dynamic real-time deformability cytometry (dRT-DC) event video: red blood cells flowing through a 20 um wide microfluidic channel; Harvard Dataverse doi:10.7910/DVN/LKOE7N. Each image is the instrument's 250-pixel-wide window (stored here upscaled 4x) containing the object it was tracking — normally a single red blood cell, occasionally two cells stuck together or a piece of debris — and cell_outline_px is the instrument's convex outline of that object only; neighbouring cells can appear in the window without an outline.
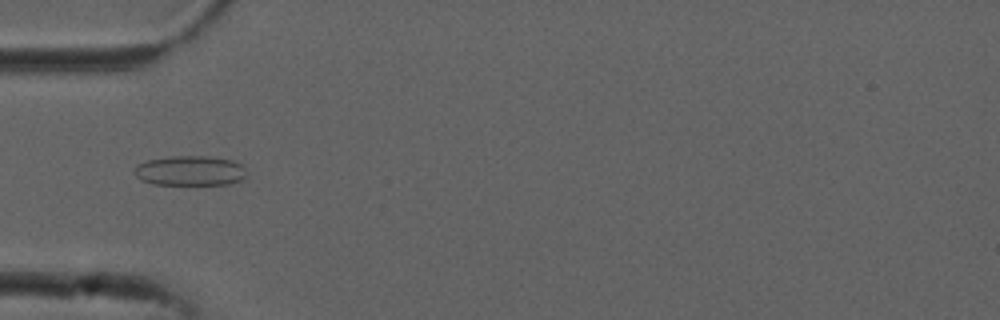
{"species": "common noctule bat (a hibernating species)", "species_latin": "Nyctalus noctula", "temperature_condition": "cold", "stored_images_in_passage": 53, "camera_frame_rate_fps": 3000, "um_per_image_px": 0.085, "animal": {"sex": "male", "forearm_length_mm": 52.5}, "frame": {"image": 1, "passage_image": 17, "time_ms": 5.333, "image_size_px": [1000, 320], "cell_outline_px": [[244, 180], [228, 184], [152, 184], [140, 180], [132, 172], [136, 164], [148, 160], [172, 156], [208, 156], [232, 160], [240, 164], [244, 168]], "centroid_in_image_um": [16.11, 14.51], "position_along_channel_um": 68.9, "area_um2": 19.59}}
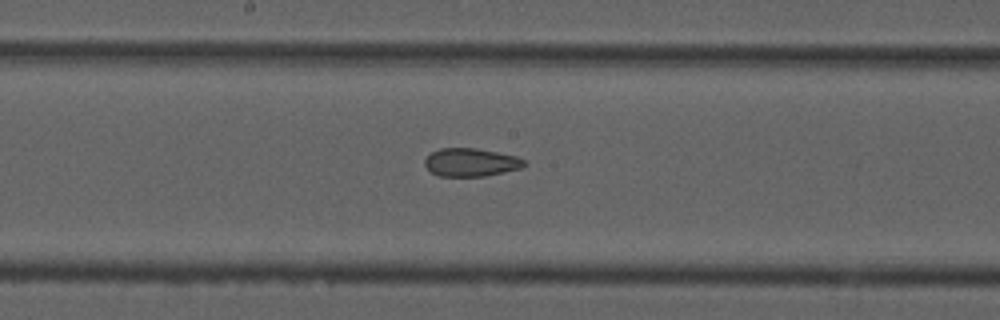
{"frame": {"image": 2, "passage_image": 28, "time_ms": 9.0, "image_size_px": [1000, 320], "cell_outline_px": [[528, 164], [520, 168], [504, 172], [484, 176], [440, 176], [432, 172], [424, 164], [424, 160], [432, 152], [440, 148], [476, 148], [516, 156], [524, 160]], "centroid_in_image_um": [40.03, 13.79], "position_along_channel_um": 208.2, "area_um2": 16.18}}
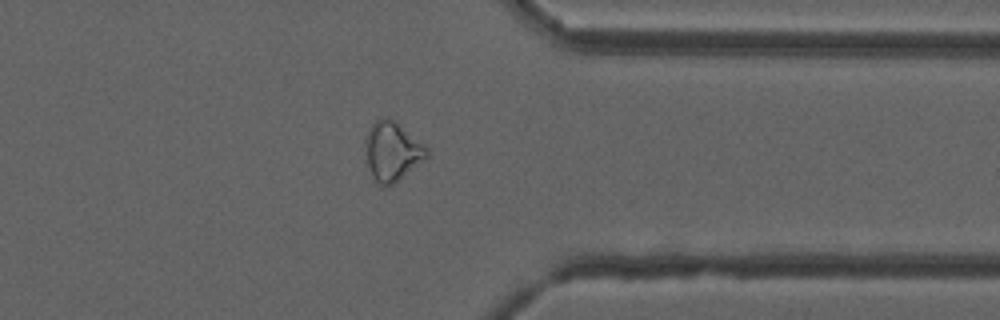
{"frame": {"image": 3, "passage_image": 42, "time_ms": 13.667, "image_size_px": [1000, 320], "cell_outline_px": [[428, 156], [392, 184], [384, 188], [372, 176], [368, 164], [364, 144], [364, 140], [368, 128], [376, 120], [388, 116], [396, 120], [428, 148]], "centroid_in_image_um": [33.31, 12.81], "position_along_channel_um": 378.1, "area_um2": 21.04}, "authors_computed_cell_mechanics": {"area_um2": 21.0392, "velocity_mm_per_s": 3.7906, "shape_relaxation_time_tau1_ms": null, "shape_relaxation_time_tau2_ms": 2.7292, "deformation_change_tau1": null, "deformation_change_tau2": 0.0899}}